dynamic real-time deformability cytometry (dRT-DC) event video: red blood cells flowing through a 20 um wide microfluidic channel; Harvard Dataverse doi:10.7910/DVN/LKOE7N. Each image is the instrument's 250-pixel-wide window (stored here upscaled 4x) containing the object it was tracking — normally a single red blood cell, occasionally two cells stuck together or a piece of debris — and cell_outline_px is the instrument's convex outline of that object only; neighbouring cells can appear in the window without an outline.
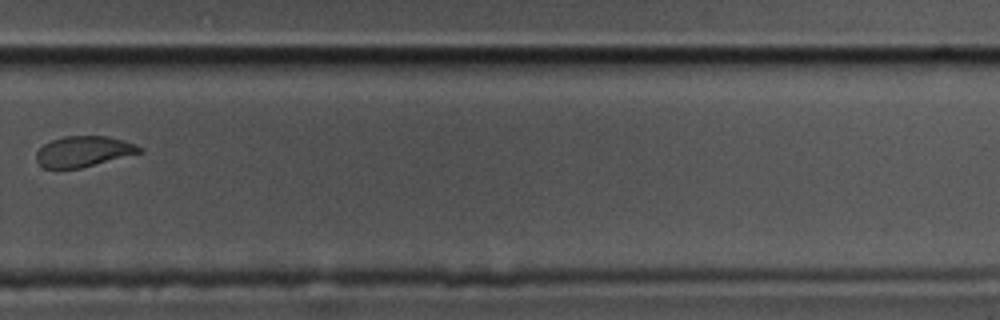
{"species": "common noctule bat (a hibernating species)", "species_latin": "Nyctalus noctula", "temperature_condition": "cold", "stored_images_in_passage": 11, "camera_frame_rate_fps": 3000, "um_per_image_px": 0.085, "animal": {"sex": "male", "body_mass_g": 17.5, "forearm_length_mm": 52.3}, "frame": {"image": 1, "passage_image": 11, "time_ms": 3.333, "image_size_px": [1000, 320], "cell_outline_px": [[144, 148], [140, 152], [80, 168], [44, 168], [36, 160], [36, 152], [44, 144], [52, 140], [64, 136], [108, 136], [124, 140]], "centroid_in_image_um": [7.07, 12.86], "position_along_channel_um": 322.7, "area_um2": 18.15}}